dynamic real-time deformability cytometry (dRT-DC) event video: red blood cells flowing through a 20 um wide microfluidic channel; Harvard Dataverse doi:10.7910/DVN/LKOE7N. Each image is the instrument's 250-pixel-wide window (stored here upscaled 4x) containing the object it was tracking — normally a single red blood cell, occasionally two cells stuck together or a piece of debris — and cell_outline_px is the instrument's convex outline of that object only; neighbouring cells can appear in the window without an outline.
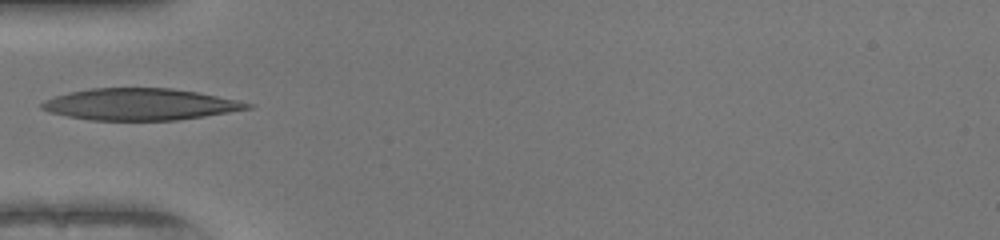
{"species": "human", "species_latin": "Homo sapiens", "temperature_condition": "warm", "stored_images_in_passage": 31, "camera_frame_rate_fps": 3000, "um_per_image_px": 0.085, "donor": {"sex": "female"}, "frame": {"image": 1, "passage_image": 1, "time_ms": 0.0, "image_size_px": [1000, 240], "cell_outline_px": [[252, 108], [204, 116], [176, 120], [88, 120], [48, 112], [40, 108], [40, 104], [44, 100], [68, 92], [92, 88], [172, 88], [196, 92], [236, 100], [252, 104]], "centroid_in_image_um": [11.84, 8.87], "position_along_channel_um": 73.2, "area_um2": 37.69}}